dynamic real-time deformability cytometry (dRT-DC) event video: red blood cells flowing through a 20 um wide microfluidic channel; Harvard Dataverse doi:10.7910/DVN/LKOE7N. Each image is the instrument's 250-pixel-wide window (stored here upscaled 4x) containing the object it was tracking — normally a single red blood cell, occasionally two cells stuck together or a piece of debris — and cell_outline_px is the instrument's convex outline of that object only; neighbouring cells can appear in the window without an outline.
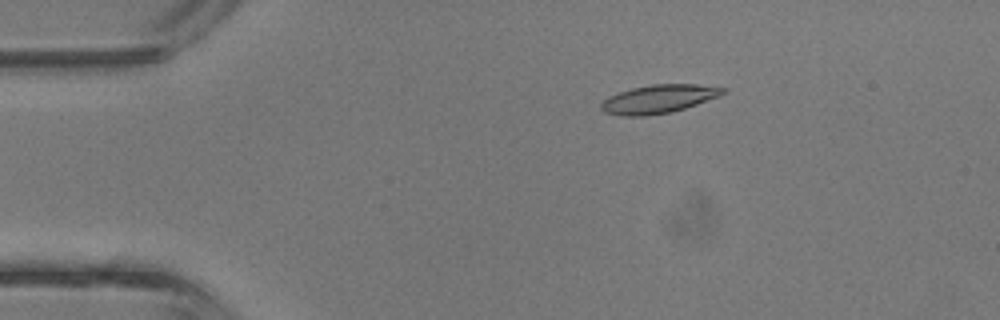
{"species": "common noctule bat (a hibernating species)", "species_latin": "Nyctalus noctula", "temperature_condition": "room temperature", "stored_images_in_passage": 35, "camera_frame_rate_fps": 3000, "um_per_image_px": 0.085, "animal": {"sex": "male", "body_mass_g": 13.3}, "frame": {"image": 1, "passage_image": 8, "time_ms": 2.333, "image_size_px": [1000, 320], "cell_outline_px": [[728, 92], [720, 96], [672, 112], [648, 116], [620, 116], [604, 112], [600, 108], [600, 104], [608, 96], [632, 88], [652, 84], [696, 84], [728, 88]], "centroid_in_image_um": [56.0, 8.41], "position_along_channel_um": 29.0, "area_um2": 20.35}}
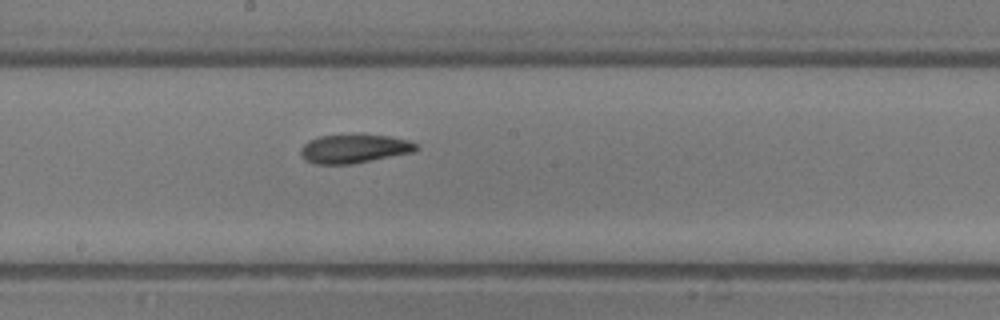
{"frame": {"image": 2, "passage_image": 23, "time_ms": 7.333, "image_size_px": [1000, 320], "cell_outline_px": [[420, 148], [416, 152], [352, 164], [316, 164], [304, 160], [300, 152], [300, 148], [308, 140], [320, 136], [392, 136], [408, 140], [420, 144]], "centroid_in_image_um": [30.16, 12.66], "position_along_channel_um": 218.0, "area_um2": 19.31}}
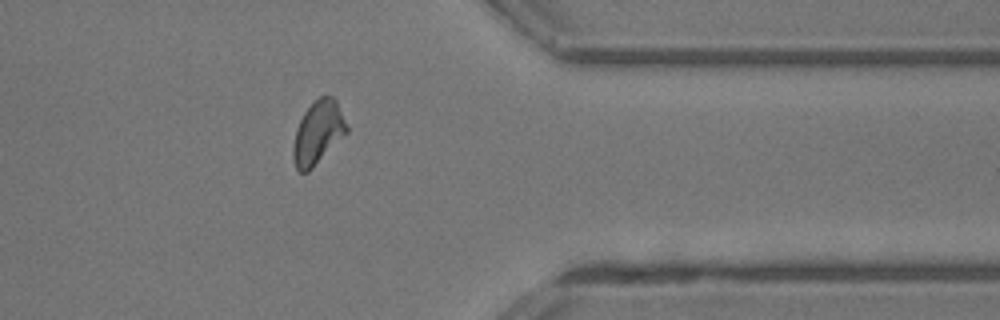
{"frame": {"image": 3, "passage_image": 34, "time_ms": 11.0, "image_size_px": [1000, 320], "cell_outline_px": [[348, 132], [308, 172], [300, 172], [296, 168], [292, 156], [292, 148], [296, 128], [304, 112], [320, 96], [332, 96], [336, 100], [348, 124]], "centroid_in_image_um": [27.03, 11.28], "position_along_channel_um": 384.4, "area_um2": 19.65}}